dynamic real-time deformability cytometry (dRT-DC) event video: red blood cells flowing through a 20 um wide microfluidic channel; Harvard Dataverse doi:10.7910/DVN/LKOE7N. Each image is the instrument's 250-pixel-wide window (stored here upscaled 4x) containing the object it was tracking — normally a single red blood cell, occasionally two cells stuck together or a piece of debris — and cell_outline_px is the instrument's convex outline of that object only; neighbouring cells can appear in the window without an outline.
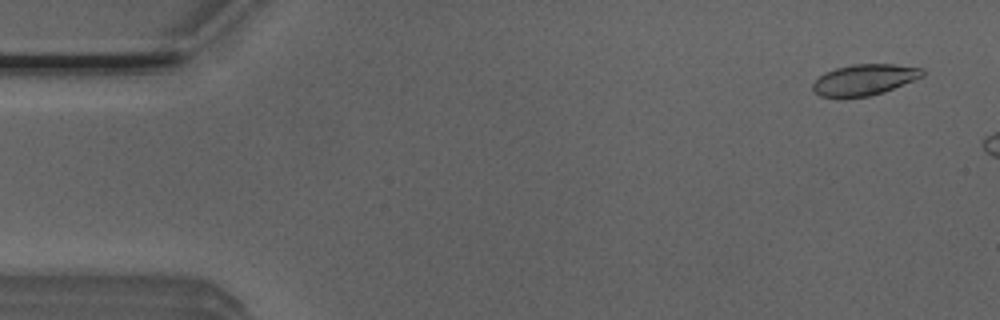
{"species": "Egyptian fruit bat (a non-hibernating species)", "species_latin": "Rousettus aegyptiacus", "temperature_condition": "room temperature", "stored_images_in_passage": 8, "camera_frame_rate_fps": 3000, "um_per_image_px": 0.085, "animal": {"sex": "male"}, "frame": {"image": 1, "passage_image": 3, "time_ms": 0.667, "image_size_px": [1000, 320], "cell_outline_px": [[924, 76], [884, 92], [868, 96], [820, 96], [812, 92], [812, 84], [824, 72], [836, 68], [852, 64], [892, 64], [924, 68]], "centroid_in_image_um": [73.48, 6.76], "position_along_channel_um": 11.5, "area_um2": 19.65}}